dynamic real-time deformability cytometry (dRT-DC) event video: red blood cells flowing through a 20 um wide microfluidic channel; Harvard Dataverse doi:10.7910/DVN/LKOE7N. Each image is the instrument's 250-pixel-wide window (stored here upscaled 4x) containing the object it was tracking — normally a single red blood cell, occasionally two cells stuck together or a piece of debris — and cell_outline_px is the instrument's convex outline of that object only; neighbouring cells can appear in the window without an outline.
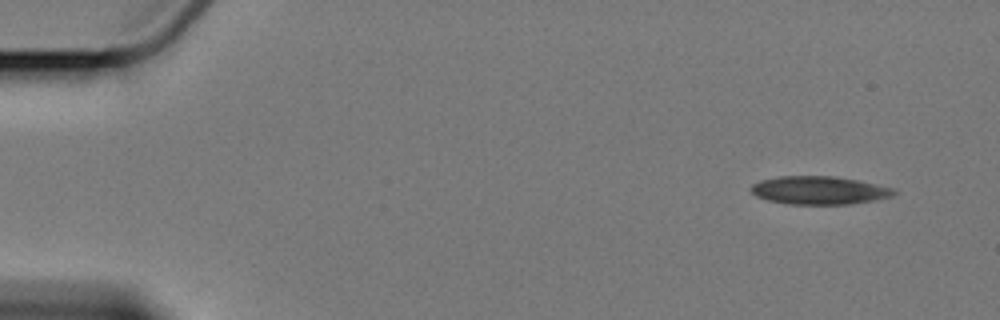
{"species": "Egyptian fruit bat (a non-hibernating species)", "species_latin": "Rousettus aegyptiacus", "temperature_condition": "cold", "stored_images_in_passage": 4, "camera_frame_rate_fps": 3000, "um_per_image_px": 0.085, "animal": {"sex": "female"}, "frame": {"image": 1, "passage_image": 1, "time_ms": 0.0, "image_size_px": [1000, 320], "cell_outline_px": [[896, 192], [892, 196], [872, 200], [848, 204], [792, 204], [768, 200], [756, 196], [752, 192], [752, 184], [760, 180], [780, 176], [836, 176], [876, 184], [892, 188]], "centroid_in_image_um": [69.6, 16.17], "position_along_channel_um": 15.4, "area_um2": 23.12}}
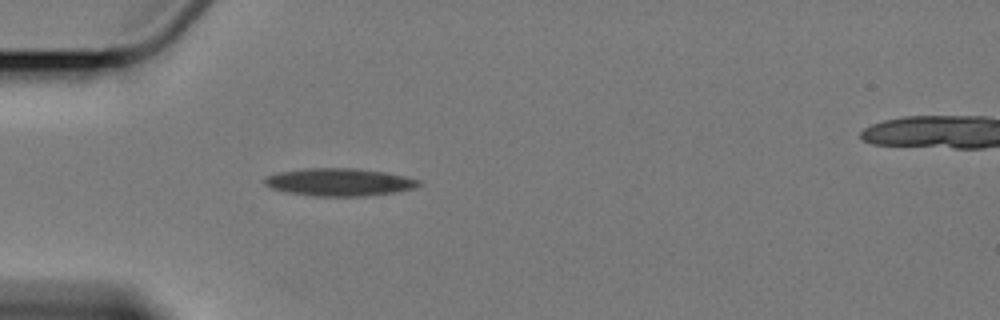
{"frame": {"image": 2, "passage_image": 4, "time_ms": 4.333, "image_size_px": [1000, 320], "cell_outline_px": [[420, 184], [412, 188], [396, 192], [364, 196], [316, 196], [288, 192], [272, 188], [264, 184], [264, 180], [268, 176], [280, 172], [304, 168], [356, 168], [384, 172], [404, 176], [420, 180]], "centroid_in_image_um": [28.84, 15.47], "position_along_channel_um": 56.2, "area_um2": 24.57}}